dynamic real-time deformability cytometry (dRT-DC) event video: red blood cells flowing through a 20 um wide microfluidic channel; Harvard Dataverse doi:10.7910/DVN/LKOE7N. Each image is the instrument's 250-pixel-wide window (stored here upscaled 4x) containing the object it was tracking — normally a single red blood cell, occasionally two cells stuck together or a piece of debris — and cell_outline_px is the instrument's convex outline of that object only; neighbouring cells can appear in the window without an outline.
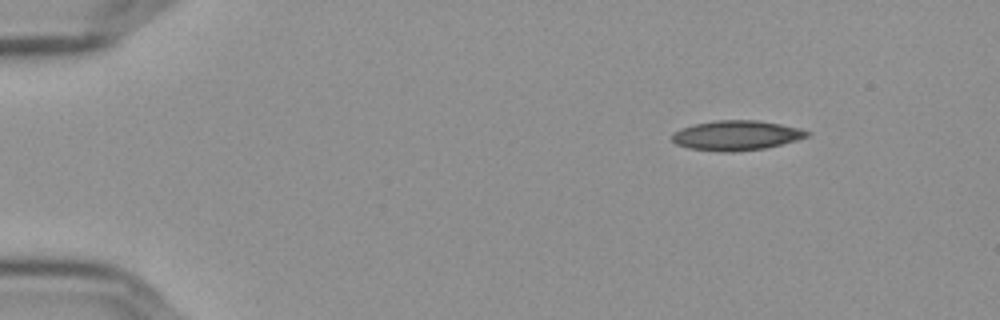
{"species": "Egyptian fruit bat (a non-hibernating species)", "species_latin": "Rousettus aegyptiacus", "temperature_condition": "cold", "stored_images_in_passage": 50, "camera_frame_rate_fps": 3000, "um_per_image_px": 0.085, "frame": {"image": 1, "passage_image": 1, "time_ms": 0.0, "image_size_px": [1000, 320], "cell_outline_px": [[812, 132], [808, 136], [796, 140], [764, 148], [724, 152], [692, 148], [676, 144], [672, 140], [672, 136], [676, 132], [684, 128], [696, 124], [716, 120], [756, 120], [780, 124], [800, 128]], "centroid_in_image_um": [62.64, 11.5], "position_along_channel_um": 22.4, "area_um2": 22.89}}
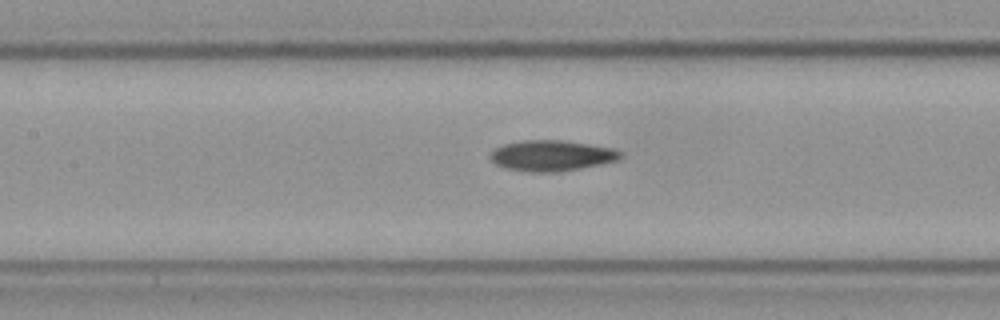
{"frame": {"image": 2, "passage_image": 20, "time_ms": 6.333, "image_size_px": [1000, 320], "cell_outline_px": [[624, 156], [616, 160], [600, 164], [560, 172], [532, 172], [504, 168], [496, 164], [488, 156], [492, 148], [504, 144], [524, 140], [560, 140], [588, 144], [612, 148], [620, 152]], "centroid_in_image_um": [46.83, 13.23], "position_along_channel_um": 160.6, "area_um2": 23.29}}
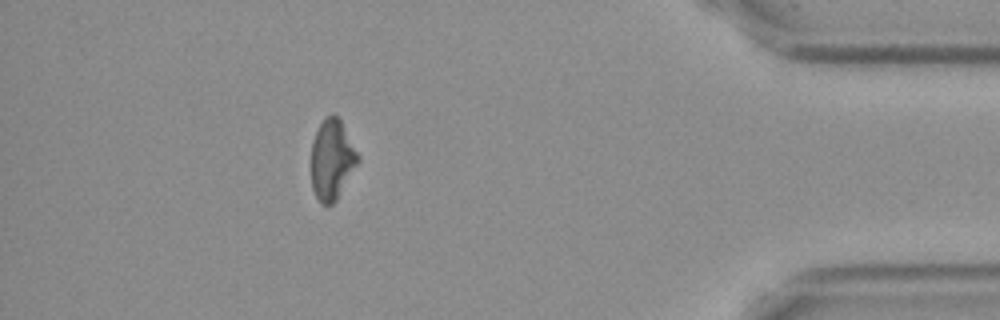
{"frame": {"image": 3, "passage_image": 44, "time_ms": 14.333, "image_size_px": [1000, 320], "cell_outline_px": [[360, 160], [336, 200], [332, 204], [320, 204], [312, 188], [312, 140], [324, 116], [332, 112], [340, 120], [360, 156]], "centroid_in_image_um": [28.22, 13.55], "position_along_channel_um": 407.0, "area_um2": 21.73}}